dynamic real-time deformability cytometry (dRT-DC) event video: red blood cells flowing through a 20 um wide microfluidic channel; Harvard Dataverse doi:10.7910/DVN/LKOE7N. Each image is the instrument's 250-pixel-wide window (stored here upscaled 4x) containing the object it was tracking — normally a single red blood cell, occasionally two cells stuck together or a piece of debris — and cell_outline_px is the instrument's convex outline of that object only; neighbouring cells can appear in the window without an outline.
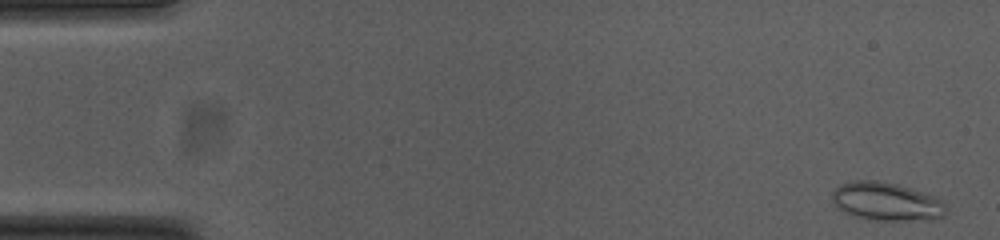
{"species": "common noctule bat (a hibernating species)", "species_latin": "Nyctalus noctula", "temperature_condition": "cold", "stored_images_in_passage": 54, "camera_frame_rate_fps": 3000, "um_per_image_px": 0.085, "animal": {"sex": "female", "body_mass_g": 23.0, "forearm_length_mm": 53.4}, "frame": {"image": 1, "passage_image": 2, "time_ms": 0.333, "image_size_px": [1000, 240], "cell_outline_px": [[944, 216], [932, 220], [868, 220], [844, 212], [832, 200], [832, 192], [840, 184], [852, 180], [876, 180], [896, 184], [932, 196], [940, 200], [944, 204]], "centroid_in_image_um": [75.3, 17.14], "position_along_channel_um": 9.7, "area_um2": 25.09}}
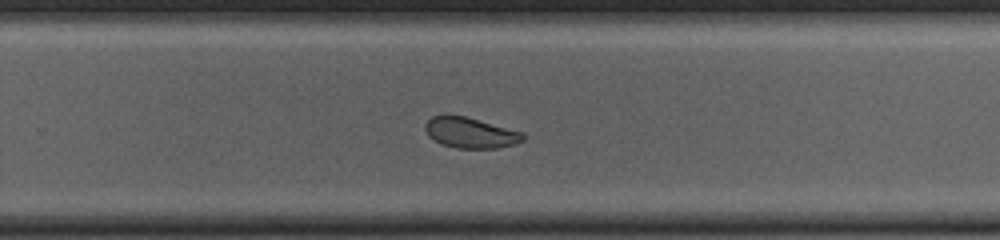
{"frame": {"image": 2, "passage_image": 35, "time_ms": 11.333, "image_size_px": [1000, 240], "cell_outline_px": [[524, 140], [516, 144], [496, 148], [456, 148], [440, 144], [428, 136], [424, 128], [424, 124], [432, 116], [464, 116], [524, 132]], "centroid_in_image_um": [39.99, 11.3], "position_along_channel_um": 289.8, "area_um2": 17.4}}
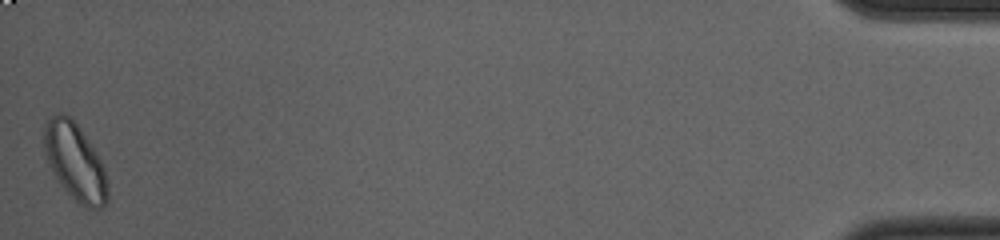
{"frame": {"image": 3, "passage_image": 54, "time_ms": 17.667, "image_size_px": [1000, 240], "cell_outline_px": [[108, 200], [100, 208], [88, 208], [80, 204], [60, 184], [44, 152], [44, 128], [48, 120], [56, 112], [64, 112], [80, 128], [100, 160], [104, 168], [108, 184]], "centroid_in_image_um": [6.39, 13.74], "position_along_channel_um": 428.8, "area_um2": 27.92}, "authors_computed_cell_mechanics": {"area_um2": 20.0855, "velocity_mm_per_s": 3.7251, "shape_relaxation_time_tau1_ms": 3.1757, "shape_relaxation_time_tau2_ms": 4.0748, "deformation_change_tau1": 0.0781, "deformation_change_tau2": 0.0798}}